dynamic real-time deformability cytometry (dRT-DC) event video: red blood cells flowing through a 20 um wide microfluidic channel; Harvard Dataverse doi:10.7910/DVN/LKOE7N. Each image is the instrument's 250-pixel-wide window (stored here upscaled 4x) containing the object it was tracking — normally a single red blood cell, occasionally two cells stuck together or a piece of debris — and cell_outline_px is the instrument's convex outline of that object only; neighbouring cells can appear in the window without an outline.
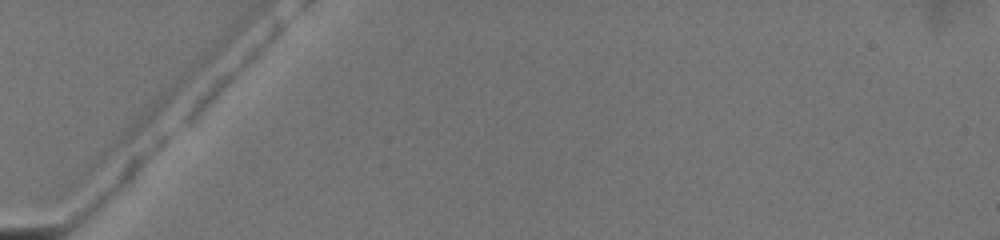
{"species": "common noctule bat (a hibernating species)", "species_latin": "Nyctalus noctula", "temperature_condition": "warm", "stored_images_in_passage": 4, "camera_frame_rate_fps": 3000, "um_per_image_px": 0.085, "animal": {"sex": "female", "body_mass_g": 19.5, "forearm_length_mm": 54.1}, "frame": {"image": 1, "passage_image": 1, "time_ms": 0.0, "image_size_px": [1000, 240], "cell_outline_px": [[284, 24], [280, 32], [196, 120], [184, 120], [184, 112], [220, 76], [276, 24]], "centroid_in_image_um": [19.54, 6.43], "position_along_channel_um": 65.5, "area_um2": 11.27}}